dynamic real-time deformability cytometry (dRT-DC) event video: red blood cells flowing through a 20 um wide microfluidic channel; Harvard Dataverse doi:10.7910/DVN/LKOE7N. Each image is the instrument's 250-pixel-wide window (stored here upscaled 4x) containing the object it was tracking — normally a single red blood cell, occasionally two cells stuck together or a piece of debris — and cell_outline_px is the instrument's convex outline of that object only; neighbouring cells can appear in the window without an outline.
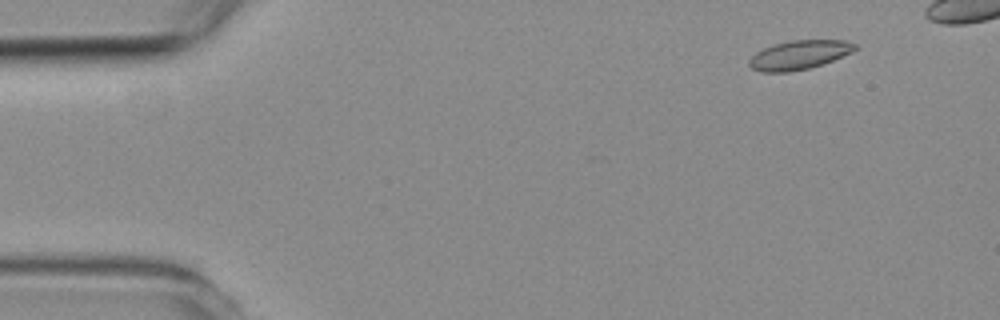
{"species": "common noctule bat (a hibernating species)", "species_latin": "Nyctalus noctula", "temperature_condition": "room temperature", "stored_images_in_passage": 4, "camera_frame_rate_fps": 3000, "um_per_image_px": 0.085, "animal": {"sex": "female", "body_mass_g": 19.3, "forearm_length_mm": 54.1}, "frame": {"image": 1, "passage_image": 2, "time_ms": 1.0, "image_size_px": [1000, 320], "cell_outline_px": [[856, 48], [852, 52], [832, 60], [808, 68], [788, 72], [764, 72], [752, 68], [748, 64], [748, 60], [756, 52], [764, 48], [776, 44], [792, 40], [844, 40], [856, 44]], "centroid_in_image_um": [67.91, 4.66], "position_along_channel_um": 17.1, "area_um2": 17.57}}